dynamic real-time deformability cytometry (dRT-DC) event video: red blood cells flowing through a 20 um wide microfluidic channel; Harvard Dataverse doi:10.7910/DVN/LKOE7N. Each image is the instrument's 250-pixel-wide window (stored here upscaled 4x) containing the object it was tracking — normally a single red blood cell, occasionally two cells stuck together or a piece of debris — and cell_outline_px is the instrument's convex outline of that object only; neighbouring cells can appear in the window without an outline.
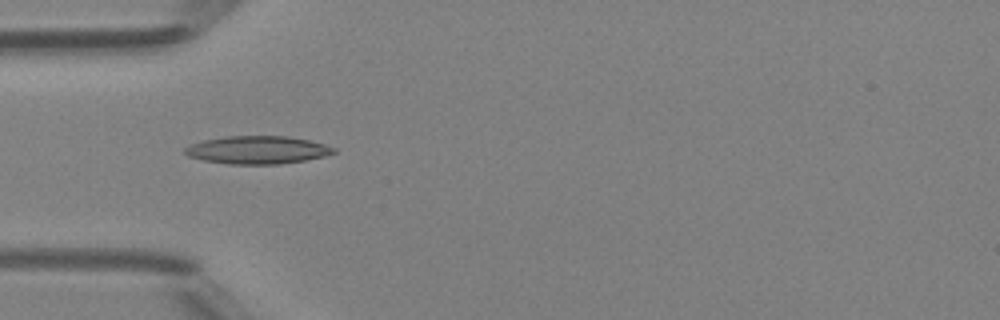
{"species": "Egyptian fruit bat (a non-hibernating species)", "species_latin": "Rousettus aegyptiacus", "temperature_condition": "room temperature", "stored_images_in_passage": 36, "camera_frame_rate_fps": 3000, "um_per_image_px": 0.085, "animal": {"sex": "female"}, "frame": {"image": 1, "passage_image": 4, "time_ms": 1.0, "image_size_px": [1000, 320], "cell_outline_px": [[336, 152], [324, 156], [304, 160], [280, 164], [228, 164], [204, 160], [188, 156], [184, 152], [184, 148], [192, 144], [204, 140], [228, 136], [288, 136], [308, 140], [324, 144], [336, 148]], "centroid_in_image_um": [21.89, 12.74], "position_along_channel_um": 63.1, "area_um2": 24.04}}
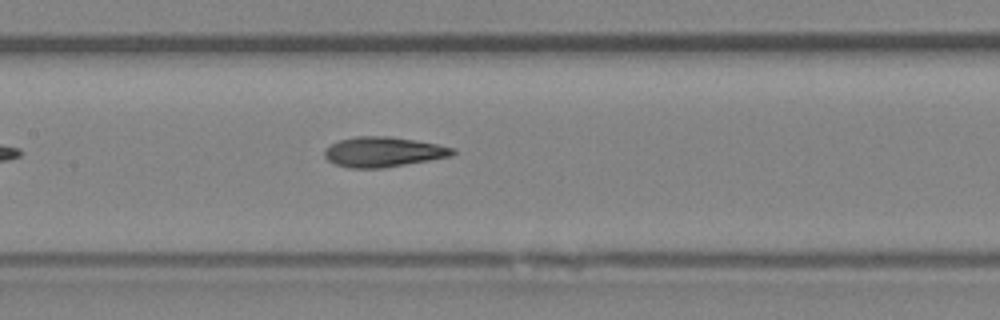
{"frame": {"image": 2, "passage_image": 12, "time_ms": 3.667, "image_size_px": [1000, 320], "cell_outline_px": [[456, 152], [452, 156], [384, 168], [348, 168], [336, 164], [328, 160], [324, 156], [324, 148], [340, 140], [356, 136], [388, 136], [436, 144], [452, 148]], "centroid_in_image_um": [32.54, 12.92], "position_along_channel_um": 174.9, "area_um2": 22.25}}
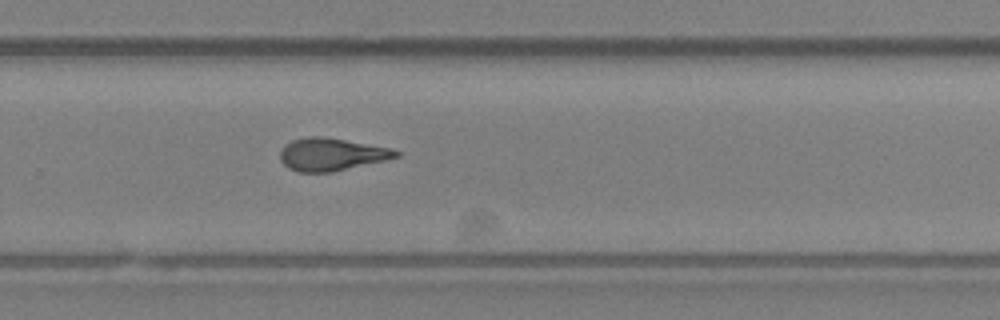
{"frame": {"image": 3, "passage_image": 21, "time_ms": 6.667, "image_size_px": [1000, 320], "cell_outline_px": [[400, 156], [384, 160], [332, 172], [300, 172], [288, 168], [280, 160], [280, 148], [292, 140], [308, 136], [320, 136], [344, 140], [388, 148], [400, 152]], "centroid_in_image_um": [28.11, 13.12], "position_along_channel_um": 301.7, "area_um2": 21.68}, "authors_computed_cell_mechanics": {"area_um2": 21.9351, "velocity_mm_per_s": 4.2492, "shape_relaxation_time_tau1_ms": 6.9293, "shape_relaxation_time_tau2_ms": 3.3328, "deformation_change_tau1": 0.1863, "deformation_change_tau2": 0.1186}}